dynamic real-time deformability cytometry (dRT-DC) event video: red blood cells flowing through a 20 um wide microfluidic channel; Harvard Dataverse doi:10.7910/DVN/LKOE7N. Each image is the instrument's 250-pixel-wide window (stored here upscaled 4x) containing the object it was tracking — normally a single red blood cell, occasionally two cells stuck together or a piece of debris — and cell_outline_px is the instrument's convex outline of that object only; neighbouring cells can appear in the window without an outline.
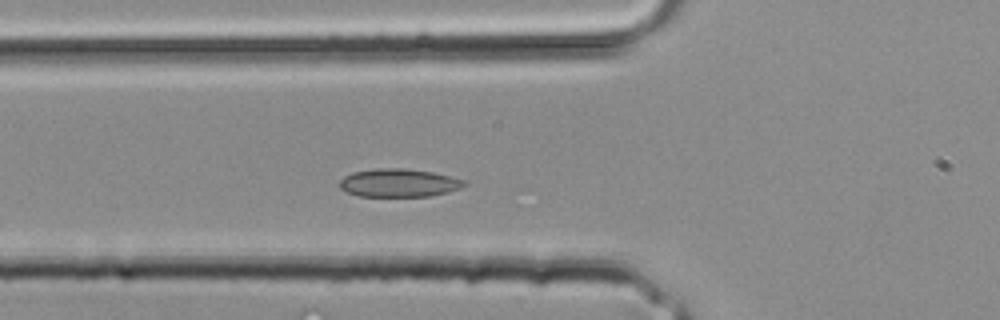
{"species": "common noctule bat (a hibernating species)", "species_latin": "Nyctalus noctula", "temperature_condition": "room temperature", "stored_images_in_passage": 29, "camera_frame_rate_fps": 3000, "um_per_image_px": 0.085, "animal": {"sex": "male", "body_mass_g": 20.4}, "frame": {"image": 1, "passage_image": 8, "time_ms": 2.333, "image_size_px": [1000, 320], "cell_outline_px": [[468, 184], [460, 188], [448, 192], [428, 196], [356, 196], [340, 188], [340, 180], [344, 176], [352, 172], [376, 168], [404, 168], [432, 172], [468, 180]], "centroid_in_image_um": [33.92, 15.54], "position_along_channel_um": 91.9, "area_um2": 20.58}}
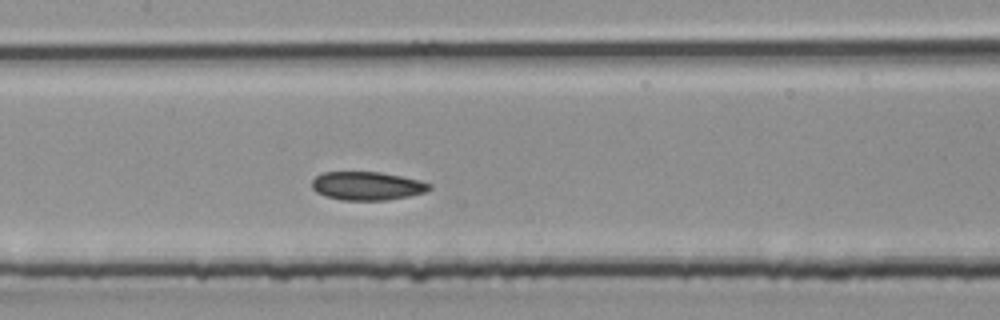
{"frame": {"image": 2, "passage_image": 12, "time_ms": 3.667, "image_size_px": [1000, 320], "cell_outline_px": [[432, 188], [424, 192], [408, 196], [384, 200], [344, 200], [324, 196], [316, 192], [312, 188], [312, 180], [316, 176], [324, 172], [380, 172], [420, 180], [432, 184]], "centroid_in_image_um": [31.19, 15.8], "position_along_channel_um": 176.2, "area_um2": 19.42}}
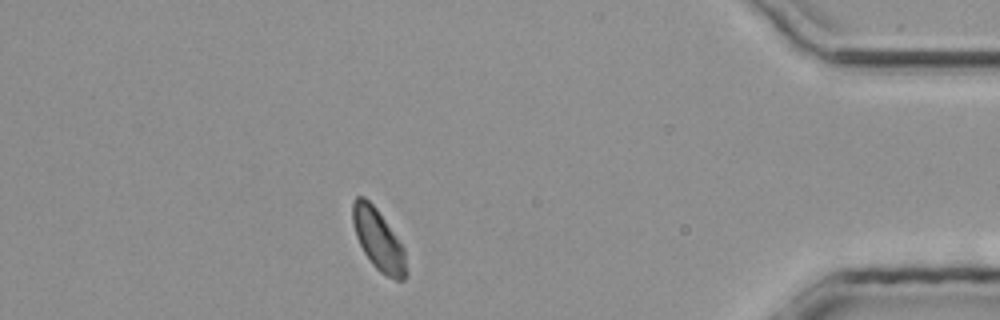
{"frame": {"image": 3, "passage_image": 25, "time_ms": 8.0, "image_size_px": [1000, 320], "cell_outline_px": [[408, 276], [404, 280], [396, 280], [380, 272], [372, 264], [364, 252], [356, 236], [352, 224], [352, 200], [356, 196], [364, 196], [376, 208], [404, 248], [408, 272]], "centroid_in_image_um": [32.16, 20.39], "position_along_channel_um": 403.0, "area_um2": 19.07}}